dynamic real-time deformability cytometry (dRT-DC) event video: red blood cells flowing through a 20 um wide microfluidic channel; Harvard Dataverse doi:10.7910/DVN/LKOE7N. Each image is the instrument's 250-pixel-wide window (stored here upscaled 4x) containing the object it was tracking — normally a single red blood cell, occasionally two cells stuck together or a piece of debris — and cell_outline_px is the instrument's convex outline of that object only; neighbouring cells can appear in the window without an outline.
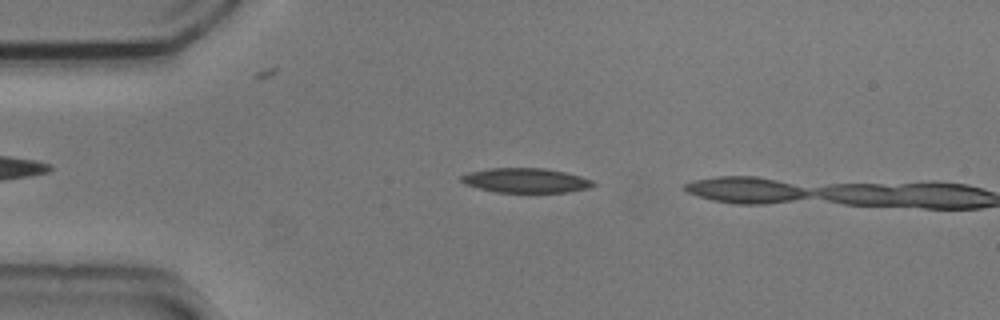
{"species": "common noctule bat (a hibernating species)", "species_latin": "Nyctalus noctula", "temperature_condition": "cold", "stored_images_in_passage": 2, "camera_frame_rate_fps": 3000, "um_per_image_px": 0.085, "animal": {"sex": "male", "body_mass_g": 20.5, "forearm_length_mm": 52.5}, "frame": {"image": 1, "passage_image": 1, "time_ms": 0.0, "image_size_px": [1000, 320], "cell_outline_px": [[596, 184], [588, 188], [568, 192], [496, 192], [464, 184], [460, 180], [460, 176], [468, 172], [488, 168], [544, 168], [564, 172], [580, 176], [592, 180]], "centroid_in_image_um": [44.66, 15.33], "position_along_channel_um": 40.3, "area_um2": 18.84}}